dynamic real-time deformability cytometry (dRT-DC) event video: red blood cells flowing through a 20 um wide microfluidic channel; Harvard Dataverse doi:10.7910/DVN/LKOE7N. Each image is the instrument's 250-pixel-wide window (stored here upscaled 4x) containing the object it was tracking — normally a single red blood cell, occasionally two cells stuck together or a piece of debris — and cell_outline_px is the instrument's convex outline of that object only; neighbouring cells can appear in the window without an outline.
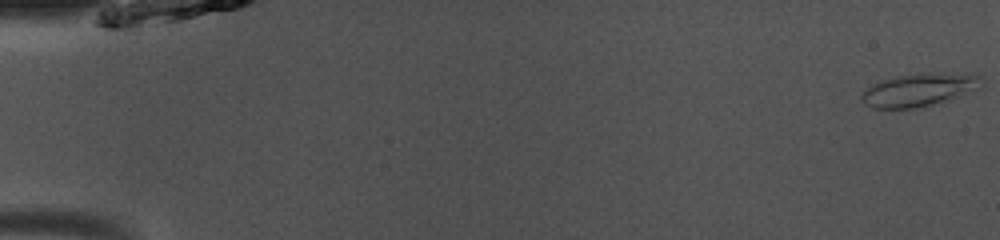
{"species": "common noctule bat (a hibernating species)", "species_latin": "Nyctalus noctula", "temperature_condition": "room temperature", "stored_images_in_passage": 14, "camera_frame_rate_fps": 3000, "um_per_image_px": 0.085, "animal": {"sex": "male", "body_mass_g": 13.0, "forearm_length_mm": 53.1}, "frame": {"image": 1, "passage_image": 1, "time_ms": 0.0, "image_size_px": [1000, 240], "cell_outline_px": [[984, 84], [976, 88], [948, 100], [932, 104], [912, 108], [872, 108], [864, 104], [860, 100], [860, 96], [872, 84], [880, 80], [896, 76], [980, 76], [984, 80]], "centroid_in_image_um": [77.97, 7.71], "position_along_channel_um": 7.0, "area_um2": 21.44}}